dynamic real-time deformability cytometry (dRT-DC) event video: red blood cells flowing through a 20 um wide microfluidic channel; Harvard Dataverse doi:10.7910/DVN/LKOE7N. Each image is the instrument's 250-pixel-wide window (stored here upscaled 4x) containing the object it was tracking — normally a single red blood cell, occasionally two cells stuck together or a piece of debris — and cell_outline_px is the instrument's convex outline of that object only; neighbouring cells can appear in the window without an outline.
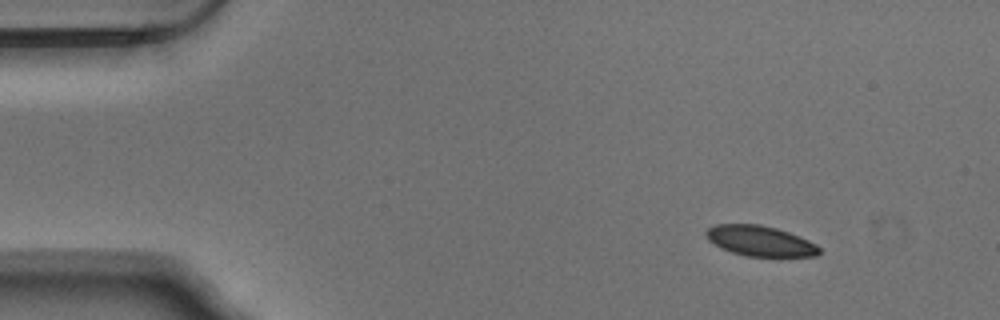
{"species": "Egyptian fruit bat (a non-hibernating species)", "species_latin": "Rousettus aegyptiacus", "temperature_condition": "warm", "stored_images_in_passage": 7, "camera_frame_rate_fps": 3000, "um_per_image_px": 0.085, "animal": {"sex": "male"}, "frame": {"image": 1, "passage_image": 1, "time_ms": 0.0, "image_size_px": [1000, 320], "cell_outline_px": [[820, 252], [816, 256], [748, 256], [732, 252], [720, 248], [708, 240], [704, 236], [704, 232], [708, 228], [716, 224], [760, 224], [776, 228], [800, 236], [816, 244], [820, 248]], "centroid_in_image_um": [64.58, 20.47], "position_along_channel_um": 20.4, "area_um2": 20.06}}